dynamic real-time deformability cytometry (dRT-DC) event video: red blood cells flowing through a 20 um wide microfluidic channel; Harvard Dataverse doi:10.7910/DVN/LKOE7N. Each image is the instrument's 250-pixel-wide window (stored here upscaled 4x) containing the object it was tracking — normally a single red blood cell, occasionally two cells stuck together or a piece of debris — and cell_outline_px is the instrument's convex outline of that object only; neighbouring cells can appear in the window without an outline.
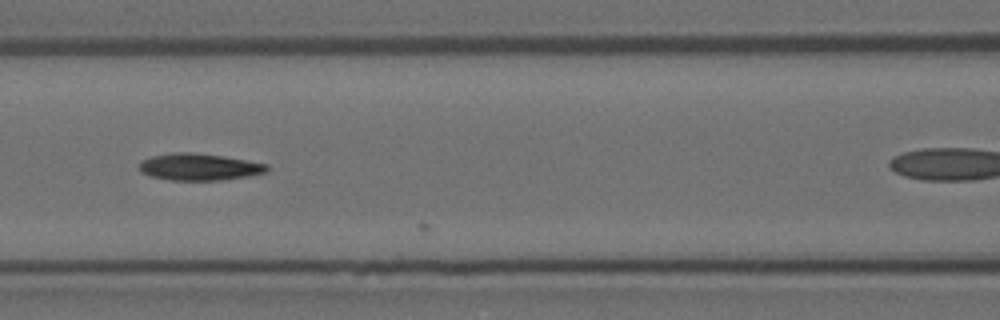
{"species": "Egyptian fruit bat (a non-hibernating species)", "species_latin": "Rousettus aegyptiacus", "temperature_condition": "room temperature", "stored_images_in_passage": 10, "camera_frame_rate_fps": 3000, "um_per_image_px": 0.085, "animal": {"sex": "female"}, "frame": {"image": 1, "passage_image": 7, "time_ms": 2.0, "image_size_px": [1000, 320], "cell_outline_px": [[268, 172], [248, 176], [224, 180], [168, 180], [148, 176], [140, 172], [140, 164], [144, 160], [152, 156], [176, 152], [188, 152], [224, 156], [268, 164]], "centroid_in_image_um": [16.95, 14.2], "position_along_channel_um": 149.7, "area_um2": 20.0}}